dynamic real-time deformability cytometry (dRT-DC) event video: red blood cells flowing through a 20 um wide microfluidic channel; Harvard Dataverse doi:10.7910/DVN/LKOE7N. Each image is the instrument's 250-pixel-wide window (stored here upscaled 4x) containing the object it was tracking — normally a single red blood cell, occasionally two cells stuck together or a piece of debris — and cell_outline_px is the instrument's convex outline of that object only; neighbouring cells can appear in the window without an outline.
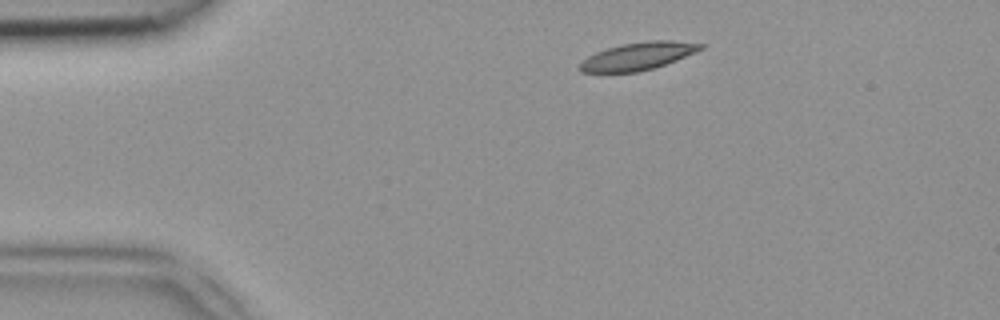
{"species": "common noctule bat (a hibernating species)", "species_latin": "Nyctalus noctula", "temperature_condition": "room temperature", "stored_images_in_passage": 7, "camera_frame_rate_fps": 3000, "um_per_image_px": 0.085, "animal": {"sex": "female", "body_mass_g": 18.4}, "frame": {"image": 1, "passage_image": 1, "time_ms": 0.0, "image_size_px": [1000, 320], "cell_outline_px": [[704, 48], [696, 52], [676, 60], [652, 68], [636, 72], [580, 72], [576, 68], [588, 56], [596, 52], [608, 48], [624, 44], [648, 40], [672, 40], [704, 44]], "centroid_in_image_um": [54.23, 4.77], "position_along_channel_um": 30.8, "area_um2": 19.25}}